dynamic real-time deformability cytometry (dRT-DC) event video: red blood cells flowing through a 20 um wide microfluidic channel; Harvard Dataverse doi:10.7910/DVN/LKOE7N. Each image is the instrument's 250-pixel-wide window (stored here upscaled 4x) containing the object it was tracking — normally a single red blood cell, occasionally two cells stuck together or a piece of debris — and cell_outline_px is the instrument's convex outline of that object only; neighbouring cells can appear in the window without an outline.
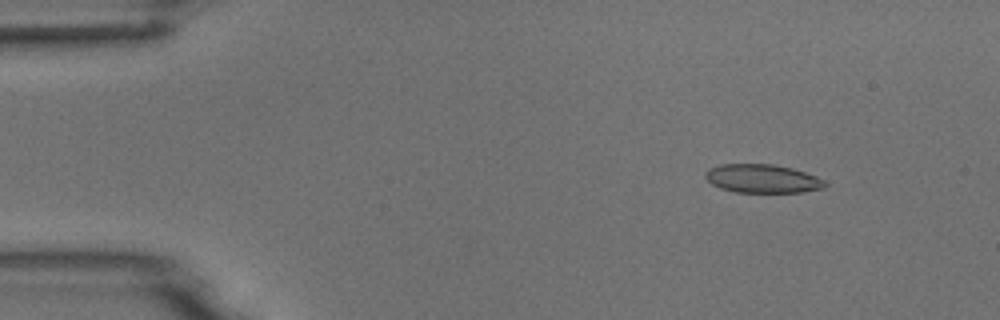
{"species": "common noctule bat (a hibernating species)", "species_latin": "Nyctalus noctula", "temperature_condition": "room temperature", "stored_images_in_passage": 6, "camera_frame_rate_fps": 3000, "um_per_image_px": 0.085, "animal": {"sex": "male", "body_mass_g": 18.8}, "frame": {"image": 1, "passage_image": 1, "time_ms": 0.0, "image_size_px": [1000, 320], "cell_outline_px": [[828, 184], [824, 188], [800, 192], [736, 192], [720, 188], [712, 184], [704, 176], [704, 172], [708, 168], [720, 164], [772, 164], [792, 168], [816, 176], [824, 180]], "centroid_in_image_um": [64.78, 15.18], "position_along_channel_um": 20.2, "area_um2": 19.94}}
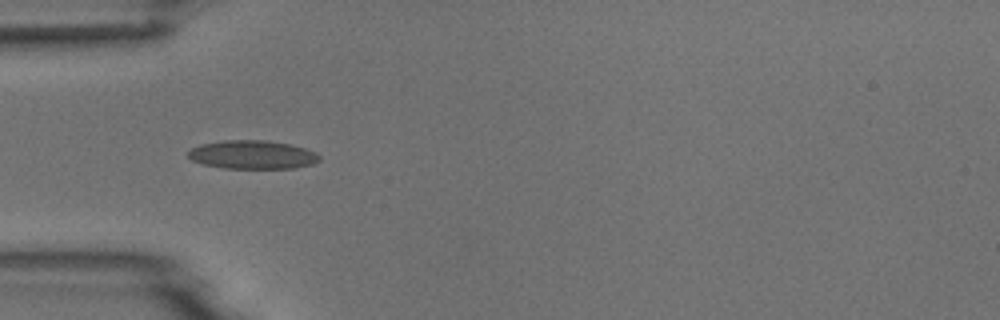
{"frame": {"image": 2, "passage_image": 4, "time_ms": 3.333, "image_size_px": [1000, 320], "cell_outline_px": [[320, 160], [312, 164], [296, 168], [224, 168], [204, 164], [192, 160], [188, 156], [188, 152], [192, 148], [200, 144], [224, 140], [264, 140], [288, 144], [304, 148], [316, 152], [320, 156]], "centroid_in_image_um": [21.46, 13.15], "position_along_channel_um": 63.5, "area_um2": 21.73}}